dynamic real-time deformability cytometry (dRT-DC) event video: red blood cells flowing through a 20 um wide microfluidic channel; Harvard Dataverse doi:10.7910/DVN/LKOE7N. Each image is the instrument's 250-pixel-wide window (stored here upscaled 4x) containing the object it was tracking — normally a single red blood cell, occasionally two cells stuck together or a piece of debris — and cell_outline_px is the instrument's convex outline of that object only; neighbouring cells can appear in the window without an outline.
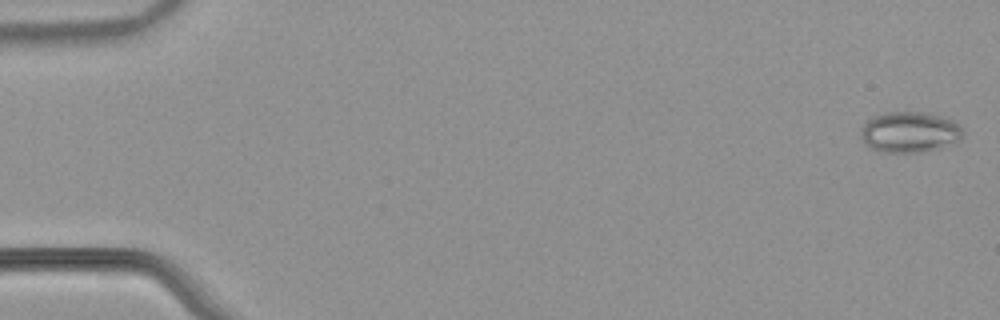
{"species": "common noctule bat (a hibernating species)", "species_latin": "Nyctalus noctula", "temperature_condition": "warm", "stored_images_in_passage": 54, "camera_frame_rate_fps": 3000, "um_per_image_px": 0.085, "animal": {"sex": "male", "body_mass_g": 21.5, "forearm_length_mm": 52.0}, "frame": {"image": 1, "passage_image": 1, "time_ms": 0.0, "image_size_px": [1000, 320], "cell_outline_px": [[964, 136], [960, 140], [936, 148], [920, 152], [880, 152], [864, 144], [860, 136], [860, 128], [872, 116], [884, 112], [920, 112], [940, 116], [952, 120], [964, 132]], "centroid_in_image_um": [77.26, 11.22], "position_along_channel_um": 7.7, "area_um2": 24.16}}
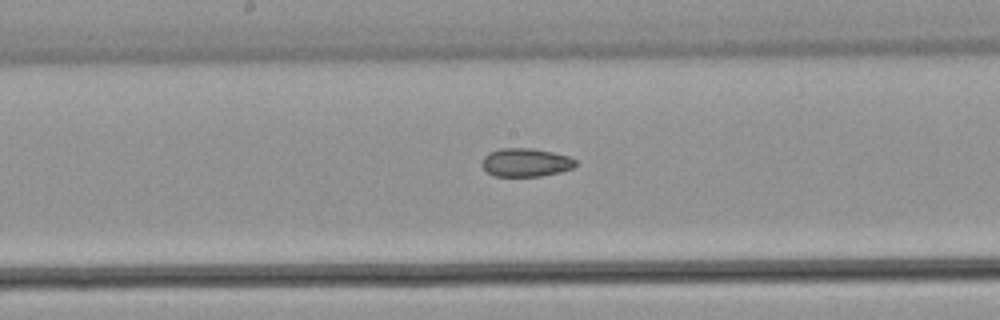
{"frame": {"image": 2, "passage_image": 29, "time_ms": 9.333, "image_size_px": [1000, 320], "cell_outline_px": [[576, 164], [572, 168], [560, 172], [540, 176], [496, 176], [488, 172], [480, 164], [484, 156], [488, 152], [500, 148], [532, 148], [552, 152], [568, 156], [576, 160]], "centroid_in_image_um": [44.66, 13.8], "position_along_channel_um": 203.5, "area_um2": 15.49}}
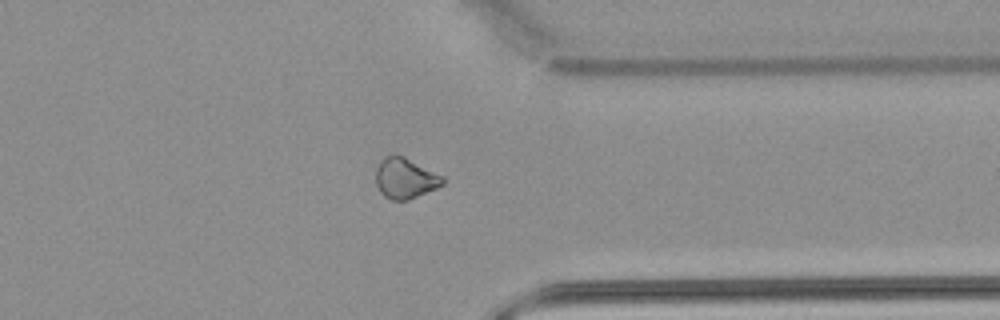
{"frame": {"image": 3, "passage_image": 43, "time_ms": 14.0, "image_size_px": [1000, 320], "cell_outline_px": [[444, 184], [436, 188], [408, 200], [392, 200], [384, 196], [380, 192], [376, 184], [376, 168], [380, 160], [384, 156], [392, 152], [404, 156], [444, 176]], "centroid_in_image_um": [34.42, 15.12], "position_along_channel_um": 377.0, "area_um2": 16.07}, "authors_computed_cell_mechanics": {"area_um2": 17.1666, "velocity_mm_per_s": 3.8016, "shape_relaxation_time_tau1_ms": null, "shape_relaxation_time_tau2_ms": 2.9252, "deformation_change_tau1": null, "deformation_change_tau2": 0.0669}}